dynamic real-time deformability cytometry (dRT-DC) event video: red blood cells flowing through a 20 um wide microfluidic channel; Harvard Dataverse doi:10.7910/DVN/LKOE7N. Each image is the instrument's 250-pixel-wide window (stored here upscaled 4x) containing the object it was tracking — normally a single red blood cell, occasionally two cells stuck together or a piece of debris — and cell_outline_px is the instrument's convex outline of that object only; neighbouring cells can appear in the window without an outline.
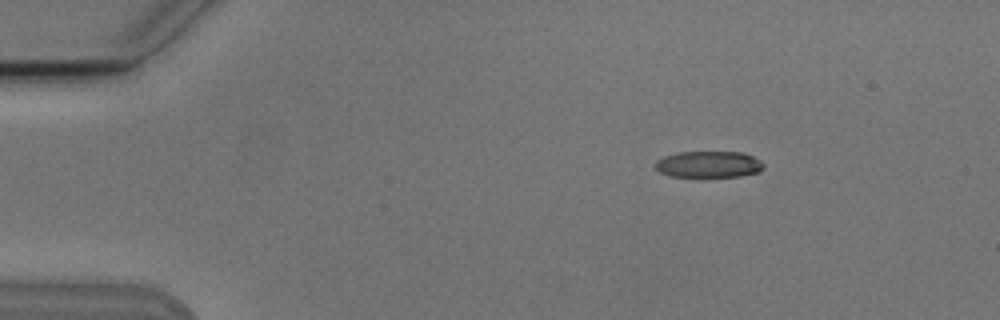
{"species": "Egyptian fruit bat (a non-hibernating species)", "species_latin": "Rousettus aegyptiacus", "temperature_condition": "cold", "stored_images_in_passage": 4, "camera_frame_rate_fps": 3000, "um_per_image_px": 0.085, "animal": {"sex": "male"}, "frame": {"image": 1, "passage_image": 1, "time_ms": 0.0, "image_size_px": [1000, 320], "cell_outline_px": [[764, 168], [760, 172], [740, 176], [668, 176], [660, 172], [656, 168], [656, 160], [664, 156], [676, 152], [744, 152], [760, 160], [764, 164]], "centroid_in_image_um": [60.26, 13.96], "position_along_channel_um": 24.7, "area_um2": 16.7}}
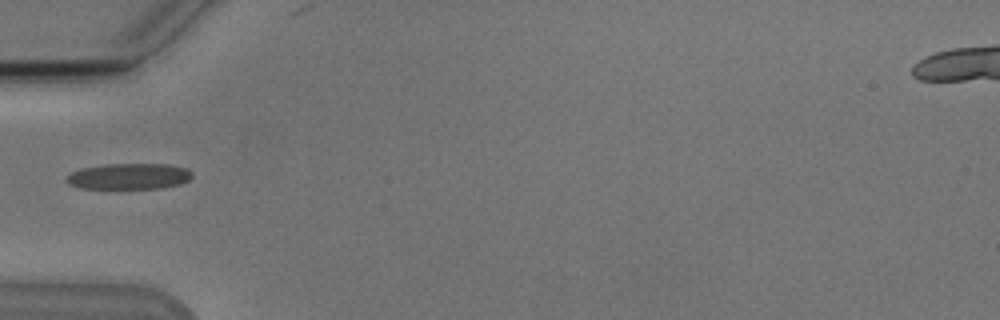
{"frame": {"image": 2, "passage_image": 4, "time_ms": 3.333, "image_size_px": [1000, 320], "cell_outline_px": [[192, 176], [188, 180], [180, 184], [160, 188], [80, 188], [68, 184], [64, 180], [64, 176], [80, 168], [104, 164], [168, 164], [188, 168], [192, 172]], "centroid_in_image_um": [10.93, 14.98], "position_along_channel_um": 74.1, "area_um2": 19.19}}